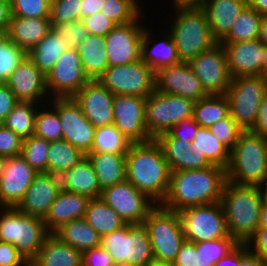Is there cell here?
<instances>
[{
	"mask_svg": "<svg viewBox=\"0 0 267 266\" xmlns=\"http://www.w3.org/2000/svg\"><path fill=\"white\" fill-rule=\"evenodd\" d=\"M226 181V169L217 165L170 172L168 192L160 205L179 212L188 207L220 202Z\"/></svg>",
	"mask_w": 267,
	"mask_h": 266,
	"instance_id": "1",
	"label": "cell"
},
{
	"mask_svg": "<svg viewBox=\"0 0 267 266\" xmlns=\"http://www.w3.org/2000/svg\"><path fill=\"white\" fill-rule=\"evenodd\" d=\"M126 180L156 204L167 195L170 169L161 146L155 139L129 146L126 153Z\"/></svg>",
	"mask_w": 267,
	"mask_h": 266,
	"instance_id": "2",
	"label": "cell"
},
{
	"mask_svg": "<svg viewBox=\"0 0 267 266\" xmlns=\"http://www.w3.org/2000/svg\"><path fill=\"white\" fill-rule=\"evenodd\" d=\"M220 203L228 234L239 244H247L260 224L263 204L258 187L237 185L227 180Z\"/></svg>",
	"mask_w": 267,
	"mask_h": 266,
	"instance_id": "3",
	"label": "cell"
},
{
	"mask_svg": "<svg viewBox=\"0 0 267 266\" xmlns=\"http://www.w3.org/2000/svg\"><path fill=\"white\" fill-rule=\"evenodd\" d=\"M167 31L175 43L178 57L183 62L209 50L218 41L212 36L208 18L199 4H175ZM173 22V23H172Z\"/></svg>",
	"mask_w": 267,
	"mask_h": 266,
	"instance_id": "4",
	"label": "cell"
},
{
	"mask_svg": "<svg viewBox=\"0 0 267 266\" xmlns=\"http://www.w3.org/2000/svg\"><path fill=\"white\" fill-rule=\"evenodd\" d=\"M226 177L237 185L261 184L267 178V138L243 131L230 151Z\"/></svg>",
	"mask_w": 267,
	"mask_h": 266,
	"instance_id": "5",
	"label": "cell"
},
{
	"mask_svg": "<svg viewBox=\"0 0 267 266\" xmlns=\"http://www.w3.org/2000/svg\"><path fill=\"white\" fill-rule=\"evenodd\" d=\"M50 234L43 219L24 214L16 207H0V241L13 244L28 262Z\"/></svg>",
	"mask_w": 267,
	"mask_h": 266,
	"instance_id": "6",
	"label": "cell"
},
{
	"mask_svg": "<svg viewBox=\"0 0 267 266\" xmlns=\"http://www.w3.org/2000/svg\"><path fill=\"white\" fill-rule=\"evenodd\" d=\"M100 246L111 254L115 266H148L155 261L144 224H126L101 237Z\"/></svg>",
	"mask_w": 267,
	"mask_h": 266,
	"instance_id": "7",
	"label": "cell"
},
{
	"mask_svg": "<svg viewBox=\"0 0 267 266\" xmlns=\"http://www.w3.org/2000/svg\"><path fill=\"white\" fill-rule=\"evenodd\" d=\"M157 262L173 263L185 242L179 213L157 204L144 220Z\"/></svg>",
	"mask_w": 267,
	"mask_h": 266,
	"instance_id": "8",
	"label": "cell"
},
{
	"mask_svg": "<svg viewBox=\"0 0 267 266\" xmlns=\"http://www.w3.org/2000/svg\"><path fill=\"white\" fill-rule=\"evenodd\" d=\"M225 95L229 101L230 116L244 131L251 130L260 103L267 95V78L265 75L232 78Z\"/></svg>",
	"mask_w": 267,
	"mask_h": 266,
	"instance_id": "9",
	"label": "cell"
},
{
	"mask_svg": "<svg viewBox=\"0 0 267 266\" xmlns=\"http://www.w3.org/2000/svg\"><path fill=\"white\" fill-rule=\"evenodd\" d=\"M194 101L185 97L154 91L146 98L145 125L156 139L181 120L193 116Z\"/></svg>",
	"mask_w": 267,
	"mask_h": 266,
	"instance_id": "10",
	"label": "cell"
},
{
	"mask_svg": "<svg viewBox=\"0 0 267 266\" xmlns=\"http://www.w3.org/2000/svg\"><path fill=\"white\" fill-rule=\"evenodd\" d=\"M97 80L113 95L147 98L155 91V71L142 59L127 65L109 66Z\"/></svg>",
	"mask_w": 267,
	"mask_h": 266,
	"instance_id": "11",
	"label": "cell"
},
{
	"mask_svg": "<svg viewBox=\"0 0 267 266\" xmlns=\"http://www.w3.org/2000/svg\"><path fill=\"white\" fill-rule=\"evenodd\" d=\"M178 213L185 241L196 243L229 236L220 202L188 207Z\"/></svg>",
	"mask_w": 267,
	"mask_h": 266,
	"instance_id": "12",
	"label": "cell"
},
{
	"mask_svg": "<svg viewBox=\"0 0 267 266\" xmlns=\"http://www.w3.org/2000/svg\"><path fill=\"white\" fill-rule=\"evenodd\" d=\"M142 12L134 21L115 25L105 36L106 55L109 66H119L134 63L141 59L142 37L145 24Z\"/></svg>",
	"mask_w": 267,
	"mask_h": 266,
	"instance_id": "13",
	"label": "cell"
},
{
	"mask_svg": "<svg viewBox=\"0 0 267 266\" xmlns=\"http://www.w3.org/2000/svg\"><path fill=\"white\" fill-rule=\"evenodd\" d=\"M89 81L90 78L82 68L78 50L72 48L62 53L46 75V86L51 98L73 97Z\"/></svg>",
	"mask_w": 267,
	"mask_h": 266,
	"instance_id": "14",
	"label": "cell"
},
{
	"mask_svg": "<svg viewBox=\"0 0 267 266\" xmlns=\"http://www.w3.org/2000/svg\"><path fill=\"white\" fill-rule=\"evenodd\" d=\"M48 104L57 111L62 124L63 139L84 155L91 152L96 128L84 116L74 98H51Z\"/></svg>",
	"mask_w": 267,
	"mask_h": 266,
	"instance_id": "15",
	"label": "cell"
},
{
	"mask_svg": "<svg viewBox=\"0 0 267 266\" xmlns=\"http://www.w3.org/2000/svg\"><path fill=\"white\" fill-rule=\"evenodd\" d=\"M100 198L112 207L126 224L140 225L157 205L132 183L125 180L102 190Z\"/></svg>",
	"mask_w": 267,
	"mask_h": 266,
	"instance_id": "16",
	"label": "cell"
},
{
	"mask_svg": "<svg viewBox=\"0 0 267 266\" xmlns=\"http://www.w3.org/2000/svg\"><path fill=\"white\" fill-rule=\"evenodd\" d=\"M208 95H223L232 81L227 56L220 42L188 61Z\"/></svg>",
	"mask_w": 267,
	"mask_h": 266,
	"instance_id": "17",
	"label": "cell"
},
{
	"mask_svg": "<svg viewBox=\"0 0 267 266\" xmlns=\"http://www.w3.org/2000/svg\"><path fill=\"white\" fill-rule=\"evenodd\" d=\"M146 98L133 95H114L113 124L132 144L153 140L145 125Z\"/></svg>",
	"mask_w": 267,
	"mask_h": 266,
	"instance_id": "18",
	"label": "cell"
},
{
	"mask_svg": "<svg viewBox=\"0 0 267 266\" xmlns=\"http://www.w3.org/2000/svg\"><path fill=\"white\" fill-rule=\"evenodd\" d=\"M224 47L232 78L260 76L267 72V46L259 39L221 43Z\"/></svg>",
	"mask_w": 267,
	"mask_h": 266,
	"instance_id": "19",
	"label": "cell"
},
{
	"mask_svg": "<svg viewBox=\"0 0 267 266\" xmlns=\"http://www.w3.org/2000/svg\"><path fill=\"white\" fill-rule=\"evenodd\" d=\"M155 90L193 100L208 96L188 62L163 67L155 72Z\"/></svg>",
	"mask_w": 267,
	"mask_h": 266,
	"instance_id": "20",
	"label": "cell"
},
{
	"mask_svg": "<svg viewBox=\"0 0 267 266\" xmlns=\"http://www.w3.org/2000/svg\"><path fill=\"white\" fill-rule=\"evenodd\" d=\"M6 84L18 101L43 105L51 99L46 86V75L34 65L28 55L11 73Z\"/></svg>",
	"mask_w": 267,
	"mask_h": 266,
	"instance_id": "21",
	"label": "cell"
},
{
	"mask_svg": "<svg viewBox=\"0 0 267 266\" xmlns=\"http://www.w3.org/2000/svg\"><path fill=\"white\" fill-rule=\"evenodd\" d=\"M37 174L20 155L6 158L0 175V207H16Z\"/></svg>",
	"mask_w": 267,
	"mask_h": 266,
	"instance_id": "22",
	"label": "cell"
},
{
	"mask_svg": "<svg viewBox=\"0 0 267 266\" xmlns=\"http://www.w3.org/2000/svg\"><path fill=\"white\" fill-rule=\"evenodd\" d=\"M73 98L95 128L113 124L114 95L98 80H90Z\"/></svg>",
	"mask_w": 267,
	"mask_h": 266,
	"instance_id": "23",
	"label": "cell"
},
{
	"mask_svg": "<svg viewBox=\"0 0 267 266\" xmlns=\"http://www.w3.org/2000/svg\"><path fill=\"white\" fill-rule=\"evenodd\" d=\"M155 140L162 148L170 172L197 170L212 166L204 155L190 149V143L174 138L169 132L160 134Z\"/></svg>",
	"mask_w": 267,
	"mask_h": 266,
	"instance_id": "24",
	"label": "cell"
},
{
	"mask_svg": "<svg viewBox=\"0 0 267 266\" xmlns=\"http://www.w3.org/2000/svg\"><path fill=\"white\" fill-rule=\"evenodd\" d=\"M147 26H145L142 37L141 59L155 72L163 67L180 63L181 60L178 57L171 34L163 29L161 33L158 32L159 38L161 34L160 41L153 40L155 38L153 36L154 30H151L153 27L150 26L149 28V25Z\"/></svg>",
	"mask_w": 267,
	"mask_h": 266,
	"instance_id": "25",
	"label": "cell"
},
{
	"mask_svg": "<svg viewBox=\"0 0 267 266\" xmlns=\"http://www.w3.org/2000/svg\"><path fill=\"white\" fill-rule=\"evenodd\" d=\"M212 36L220 42L230 31L240 13L248 6L244 0H202Z\"/></svg>",
	"mask_w": 267,
	"mask_h": 266,
	"instance_id": "26",
	"label": "cell"
},
{
	"mask_svg": "<svg viewBox=\"0 0 267 266\" xmlns=\"http://www.w3.org/2000/svg\"><path fill=\"white\" fill-rule=\"evenodd\" d=\"M90 198L72 192L59 193L43 219L46 229L53 233L71 220L83 218Z\"/></svg>",
	"mask_w": 267,
	"mask_h": 266,
	"instance_id": "27",
	"label": "cell"
},
{
	"mask_svg": "<svg viewBox=\"0 0 267 266\" xmlns=\"http://www.w3.org/2000/svg\"><path fill=\"white\" fill-rule=\"evenodd\" d=\"M59 195L45 173H38L16 208L24 214L44 219Z\"/></svg>",
	"mask_w": 267,
	"mask_h": 266,
	"instance_id": "28",
	"label": "cell"
},
{
	"mask_svg": "<svg viewBox=\"0 0 267 266\" xmlns=\"http://www.w3.org/2000/svg\"><path fill=\"white\" fill-rule=\"evenodd\" d=\"M52 28L50 17L11 16L6 34L13 43L28 53Z\"/></svg>",
	"mask_w": 267,
	"mask_h": 266,
	"instance_id": "29",
	"label": "cell"
},
{
	"mask_svg": "<svg viewBox=\"0 0 267 266\" xmlns=\"http://www.w3.org/2000/svg\"><path fill=\"white\" fill-rule=\"evenodd\" d=\"M29 266H83V253L51 233Z\"/></svg>",
	"mask_w": 267,
	"mask_h": 266,
	"instance_id": "30",
	"label": "cell"
},
{
	"mask_svg": "<svg viewBox=\"0 0 267 266\" xmlns=\"http://www.w3.org/2000/svg\"><path fill=\"white\" fill-rule=\"evenodd\" d=\"M52 234L81 253L100 247L101 244V236L84 218L71 220Z\"/></svg>",
	"mask_w": 267,
	"mask_h": 266,
	"instance_id": "31",
	"label": "cell"
},
{
	"mask_svg": "<svg viewBox=\"0 0 267 266\" xmlns=\"http://www.w3.org/2000/svg\"><path fill=\"white\" fill-rule=\"evenodd\" d=\"M86 156L94 167L101 190L126 180V154L105 152Z\"/></svg>",
	"mask_w": 267,
	"mask_h": 266,
	"instance_id": "32",
	"label": "cell"
},
{
	"mask_svg": "<svg viewBox=\"0 0 267 266\" xmlns=\"http://www.w3.org/2000/svg\"><path fill=\"white\" fill-rule=\"evenodd\" d=\"M77 50L82 68L90 80H97L109 67L104 36L90 34Z\"/></svg>",
	"mask_w": 267,
	"mask_h": 266,
	"instance_id": "33",
	"label": "cell"
},
{
	"mask_svg": "<svg viewBox=\"0 0 267 266\" xmlns=\"http://www.w3.org/2000/svg\"><path fill=\"white\" fill-rule=\"evenodd\" d=\"M67 49L66 40L52 28L27 55L34 62V65L44 75H47L62 53Z\"/></svg>",
	"mask_w": 267,
	"mask_h": 266,
	"instance_id": "34",
	"label": "cell"
},
{
	"mask_svg": "<svg viewBox=\"0 0 267 266\" xmlns=\"http://www.w3.org/2000/svg\"><path fill=\"white\" fill-rule=\"evenodd\" d=\"M83 218L101 237L126 225L122 217L101 198L89 200Z\"/></svg>",
	"mask_w": 267,
	"mask_h": 266,
	"instance_id": "35",
	"label": "cell"
},
{
	"mask_svg": "<svg viewBox=\"0 0 267 266\" xmlns=\"http://www.w3.org/2000/svg\"><path fill=\"white\" fill-rule=\"evenodd\" d=\"M69 192L79 193L92 198H100L102 190L91 161L85 156L67 171Z\"/></svg>",
	"mask_w": 267,
	"mask_h": 266,
	"instance_id": "36",
	"label": "cell"
},
{
	"mask_svg": "<svg viewBox=\"0 0 267 266\" xmlns=\"http://www.w3.org/2000/svg\"><path fill=\"white\" fill-rule=\"evenodd\" d=\"M190 149L200 155H204L212 164L227 168L230 160V150L225 147L208 128L199 127L194 142Z\"/></svg>",
	"mask_w": 267,
	"mask_h": 266,
	"instance_id": "37",
	"label": "cell"
},
{
	"mask_svg": "<svg viewBox=\"0 0 267 266\" xmlns=\"http://www.w3.org/2000/svg\"><path fill=\"white\" fill-rule=\"evenodd\" d=\"M229 114V101L225 94L208 95L194 103L193 118L200 127L209 128Z\"/></svg>",
	"mask_w": 267,
	"mask_h": 266,
	"instance_id": "38",
	"label": "cell"
},
{
	"mask_svg": "<svg viewBox=\"0 0 267 266\" xmlns=\"http://www.w3.org/2000/svg\"><path fill=\"white\" fill-rule=\"evenodd\" d=\"M262 15L249 5L240 13L228 34L220 43H235L258 39Z\"/></svg>",
	"mask_w": 267,
	"mask_h": 266,
	"instance_id": "39",
	"label": "cell"
},
{
	"mask_svg": "<svg viewBox=\"0 0 267 266\" xmlns=\"http://www.w3.org/2000/svg\"><path fill=\"white\" fill-rule=\"evenodd\" d=\"M40 104L19 101L3 124L22 140L34 135L35 117Z\"/></svg>",
	"mask_w": 267,
	"mask_h": 266,
	"instance_id": "40",
	"label": "cell"
},
{
	"mask_svg": "<svg viewBox=\"0 0 267 266\" xmlns=\"http://www.w3.org/2000/svg\"><path fill=\"white\" fill-rule=\"evenodd\" d=\"M132 143L112 124L95 130L94 143L89 153L126 154Z\"/></svg>",
	"mask_w": 267,
	"mask_h": 266,
	"instance_id": "41",
	"label": "cell"
},
{
	"mask_svg": "<svg viewBox=\"0 0 267 266\" xmlns=\"http://www.w3.org/2000/svg\"><path fill=\"white\" fill-rule=\"evenodd\" d=\"M238 244L230 235L220 239L196 242V266H214L219 259L225 257Z\"/></svg>",
	"mask_w": 267,
	"mask_h": 266,
	"instance_id": "42",
	"label": "cell"
},
{
	"mask_svg": "<svg viewBox=\"0 0 267 266\" xmlns=\"http://www.w3.org/2000/svg\"><path fill=\"white\" fill-rule=\"evenodd\" d=\"M85 156L79 149L64 139L51 141L48 153V169L68 171Z\"/></svg>",
	"mask_w": 267,
	"mask_h": 266,
	"instance_id": "43",
	"label": "cell"
},
{
	"mask_svg": "<svg viewBox=\"0 0 267 266\" xmlns=\"http://www.w3.org/2000/svg\"><path fill=\"white\" fill-rule=\"evenodd\" d=\"M34 135L49 142L63 139L62 124L57 111L48 103L40 105L38 108Z\"/></svg>",
	"mask_w": 267,
	"mask_h": 266,
	"instance_id": "44",
	"label": "cell"
},
{
	"mask_svg": "<svg viewBox=\"0 0 267 266\" xmlns=\"http://www.w3.org/2000/svg\"><path fill=\"white\" fill-rule=\"evenodd\" d=\"M140 0H104L102 13L115 25H123L134 21L145 9Z\"/></svg>",
	"mask_w": 267,
	"mask_h": 266,
	"instance_id": "45",
	"label": "cell"
},
{
	"mask_svg": "<svg viewBox=\"0 0 267 266\" xmlns=\"http://www.w3.org/2000/svg\"><path fill=\"white\" fill-rule=\"evenodd\" d=\"M50 142L44 138L31 135L23 139L20 156L37 172L44 173L48 169V153Z\"/></svg>",
	"mask_w": 267,
	"mask_h": 266,
	"instance_id": "46",
	"label": "cell"
},
{
	"mask_svg": "<svg viewBox=\"0 0 267 266\" xmlns=\"http://www.w3.org/2000/svg\"><path fill=\"white\" fill-rule=\"evenodd\" d=\"M27 56V52L13 43L6 33H0V83H6L11 73Z\"/></svg>",
	"mask_w": 267,
	"mask_h": 266,
	"instance_id": "47",
	"label": "cell"
},
{
	"mask_svg": "<svg viewBox=\"0 0 267 266\" xmlns=\"http://www.w3.org/2000/svg\"><path fill=\"white\" fill-rule=\"evenodd\" d=\"M208 129L214 137H216L230 151L234 148L241 133L244 131L230 114L210 126Z\"/></svg>",
	"mask_w": 267,
	"mask_h": 266,
	"instance_id": "48",
	"label": "cell"
},
{
	"mask_svg": "<svg viewBox=\"0 0 267 266\" xmlns=\"http://www.w3.org/2000/svg\"><path fill=\"white\" fill-rule=\"evenodd\" d=\"M11 16L50 17L51 3L47 0H9Z\"/></svg>",
	"mask_w": 267,
	"mask_h": 266,
	"instance_id": "49",
	"label": "cell"
},
{
	"mask_svg": "<svg viewBox=\"0 0 267 266\" xmlns=\"http://www.w3.org/2000/svg\"><path fill=\"white\" fill-rule=\"evenodd\" d=\"M81 0H56L51 4L50 21L52 25L81 19Z\"/></svg>",
	"mask_w": 267,
	"mask_h": 266,
	"instance_id": "50",
	"label": "cell"
},
{
	"mask_svg": "<svg viewBox=\"0 0 267 266\" xmlns=\"http://www.w3.org/2000/svg\"><path fill=\"white\" fill-rule=\"evenodd\" d=\"M52 27L66 40L68 48L72 49H77L90 35L81 19L52 25Z\"/></svg>",
	"mask_w": 267,
	"mask_h": 266,
	"instance_id": "51",
	"label": "cell"
},
{
	"mask_svg": "<svg viewBox=\"0 0 267 266\" xmlns=\"http://www.w3.org/2000/svg\"><path fill=\"white\" fill-rule=\"evenodd\" d=\"M23 140L0 123V156L4 158L16 157L21 154Z\"/></svg>",
	"mask_w": 267,
	"mask_h": 266,
	"instance_id": "52",
	"label": "cell"
},
{
	"mask_svg": "<svg viewBox=\"0 0 267 266\" xmlns=\"http://www.w3.org/2000/svg\"><path fill=\"white\" fill-rule=\"evenodd\" d=\"M81 20L91 35L105 37L115 26L102 11L83 17Z\"/></svg>",
	"mask_w": 267,
	"mask_h": 266,
	"instance_id": "53",
	"label": "cell"
},
{
	"mask_svg": "<svg viewBox=\"0 0 267 266\" xmlns=\"http://www.w3.org/2000/svg\"><path fill=\"white\" fill-rule=\"evenodd\" d=\"M199 125L196 121H194L193 116L181 120L179 123L174 125L168 132L174 137L178 138L185 143L192 144L195 140V136L197 135V130L199 129Z\"/></svg>",
	"mask_w": 267,
	"mask_h": 266,
	"instance_id": "54",
	"label": "cell"
},
{
	"mask_svg": "<svg viewBox=\"0 0 267 266\" xmlns=\"http://www.w3.org/2000/svg\"><path fill=\"white\" fill-rule=\"evenodd\" d=\"M0 266H29V262L13 244L0 241Z\"/></svg>",
	"mask_w": 267,
	"mask_h": 266,
	"instance_id": "55",
	"label": "cell"
},
{
	"mask_svg": "<svg viewBox=\"0 0 267 266\" xmlns=\"http://www.w3.org/2000/svg\"><path fill=\"white\" fill-rule=\"evenodd\" d=\"M83 266H115L111 254L101 246L83 253Z\"/></svg>",
	"mask_w": 267,
	"mask_h": 266,
	"instance_id": "56",
	"label": "cell"
},
{
	"mask_svg": "<svg viewBox=\"0 0 267 266\" xmlns=\"http://www.w3.org/2000/svg\"><path fill=\"white\" fill-rule=\"evenodd\" d=\"M175 266H196L197 265V249L196 243L185 241L181 247L179 252L177 253V257L173 262Z\"/></svg>",
	"mask_w": 267,
	"mask_h": 266,
	"instance_id": "57",
	"label": "cell"
},
{
	"mask_svg": "<svg viewBox=\"0 0 267 266\" xmlns=\"http://www.w3.org/2000/svg\"><path fill=\"white\" fill-rule=\"evenodd\" d=\"M18 102L7 84L0 83V123H3Z\"/></svg>",
	"mask_w": 267,
	"mask_h": 266,
	"instance_id": "58",
	"label": "cell"
},
{
	"mask_svg": "<svg viewBox=\"0 0 267 266\" xmlns=\"http://www.w3.org/2000/svg\"><path fill=\"white\" fill-rule=\"evenodd\" d=\"M247 246L251 252L259 255L267 262V229L259 228L255 235L248 241Z\"/></svg>",
	"mask_w": 267,
	"mask_h": 266,
	"instance_id": "59",
	"label": "cell"
},
{
	"mask_svg": "<svg viewBox=\"0 0 267 266\" xmlns=\"http://www.w3.org/2000/svg\"><path fill=\"white\" fill-rule=\"evenodd\" d=\"M58 193L69 192L67 171L60 169H47L44 172Z\"/></svg>",
	"mask_w": 267,
	"mask_h": 266,
	"instance_id": "60",
	"label": "cell"
},
{
	"mask_svg": "<svg viewBox=\"0 0 267 266\" xmlns=\"http://www.w3.org/2000/svg\"><path fill=\"white\" fill-rule=\"evenodd\" d=\"M250 131L267 138V95L262 99V102L260 103L256 121Z\"/></svg>",
	"mask_w": 267,
	"mask_h": 266,
	"instance_id": "61",
	"label": "cell"
},
{
	"mask_svg": "<svg viewBox=\"0 0 267 266\" xmlns=\"http://www.w3.org/2000/svg\"><path fill=\"white\" fill-rule=\"evenodd\" d=\"M239 266H266V262L259 255L251 252L247 244H240Z\"/></svg>",
	"mask_w": 267,
	"mask_h": 266,
	"instance_id": "62",
	"label": "cell"
},
{
	"mask_svg": "<svg viewBox=\"0 0 267 266\" xmlns=\"http://www.w3.org/2000/svg\"><path fill=\"white\" fill-rule=\"evenodd\" d=\"M11 19L9 0H0V33H6Z\"/></svg>",
	"mask_w": 267,
	"mask_h": 266,
	"instance_id": "63",
	"label": "cell"
},
{
	"mask_svg": "<svg viewBox=\"0 0 267 266\" xmlns=\"http://www.w3.org/2000/svg\"><path fill=\"white\" fill-rule=\"evenodd\" d=\"M104 0H81V19L101 11Z\"/></svg>",
	"mask_w": 267,
	"mask_h": 266,
	"instance_id": "64",
	"label": "cell"
},
{
	"mask_svg": "<svg viewBox=\"0 0 267 266\" xmlns=\"http://www.w3.org/2000/svg\"><path fill=\"white\" fill-rule=\"evenodd\" d=\"M240 264V244H238L225 257L219 259L214 266H239Z\"/></svg>",
	"mask_w": 267,
	"mask_h": 266,
	"instance_id": "65",
	"label": "cell"
},
{
	"mask_svg": "<svg viewBox=\"0 0 267 266\" xmlns=\"http://www.w3.org/2000/svg\"><path fill=\"white\" fill-rule=\"evenodd\" d=\"M249 6L260 15H267V0H253Z\"/></svg>",
	"mask_w": 267,
	"mask_h": 266,
	"instance_id": "66",
	"label": "cell"
},
{
	"mask_svg": "<svg viewBox=\"0 0 267 266\" xmlns=\"http://www.w3.org/2000/svg\"><path fill=\"white\" fill-rule=\"evenodd\" d=\"M258 39L263 45L267 46V15L262 16Z\"/></svg>",
	"mask_w": 267,
	"mask_h": 266,
	"instance_id": "67",
	"label": "cell"
},
{
	"mask_svg": "<svg viewBox=\"0 0 267 266\" xmlns=\"http://www.w3.org/2000/svg\"><path fill=\"white\" fill-rule=\"evenodd\" d=\"M260 196H261V201L264 206H267V178L258 186Z\"/></svg>",
	"mask_w": 267,
	"mask_h": 266,
	"instance_id": "68",
	"label": "cell"
},
{
	"mask_svg": "<svg viewBox=\"0 0 267 266\" xmlns=\"http://www.w3.org/2000/svg\"><path fill=\"white\" fill-rule=\"evenodd\" d=\"M259 228L267 229V206H264V205L261 208Z\"/></svg>",
	"mask_w": 267,
	"mask_h": 266,
	"instance_id": "69",
	"label": "cell"
},
{
	"mask_svg": "<svg viewBox=\"0 0 267 266\" xmlns=\"http://www.w3.org/2000/svg\"><path fill=\"white\" fill-rule=\"evenodd\" d=\"M202 0H172V4H199Z\"/></svg>",
	"mask_w": 267,
	"mask_h": 266,
	"instance_id": "70",
	"label": "cell"
},
{
	"mask_svg": "<svg viewBox=\"0 0 267 266\" xmlns=\"http://www.w3.org/2000/svg\"><path fill=\"white\" fill-rule=\"evenodd\" d=\"M148 266H175L173 263L157 262L153 261Z\"/></svg>",
	"mask_w": 267,
	"mask_h": 266,
	"instance_id": "71",
	"label": "cell"
},
{
	"mask_svg": "<svg viewBox=\"0 0 267 266\" xmlns=\"http://www.w3.org/2000/svg\"><path fill=\"white\" fill-rule=\"evenodd\" d=\"M5 161H6V158L0 156V175H1L2 171H3V167H4Z\"/></svg>",
	"mask_w": 267,
	"mask_h": 266,
	"instance_id": "72",
	"label": "cell"
},
{
	"mask_svg": "<svg viewBox=\"0 0 267 266\" xmlns=\"http://www.w3.org/2000/svg\"><path fill=\"white\" fill-rule=\"evenodd\" d=\"M248 5L253 1V0H244Z\"/></svg>",
	"mask_w": 267,
	"mask_h": 266,
	"instance_id": "73",
	"label": "cell"
},
{
	"mask_svg": "<svg viewBox=\"0 0 267 266\" xmlns=\"http://www.w3.org/2000/svg\"><path fill=\"white\" fill-rule=\"evenodd\" d=\"M48 2H50L51 4L54 3L56 0H47Z\"/></svg>",
	"mask_w": 267,
	"mask_h": 266,
	"instance_id": "74",
	"label": "cell"
}]
</instances>
